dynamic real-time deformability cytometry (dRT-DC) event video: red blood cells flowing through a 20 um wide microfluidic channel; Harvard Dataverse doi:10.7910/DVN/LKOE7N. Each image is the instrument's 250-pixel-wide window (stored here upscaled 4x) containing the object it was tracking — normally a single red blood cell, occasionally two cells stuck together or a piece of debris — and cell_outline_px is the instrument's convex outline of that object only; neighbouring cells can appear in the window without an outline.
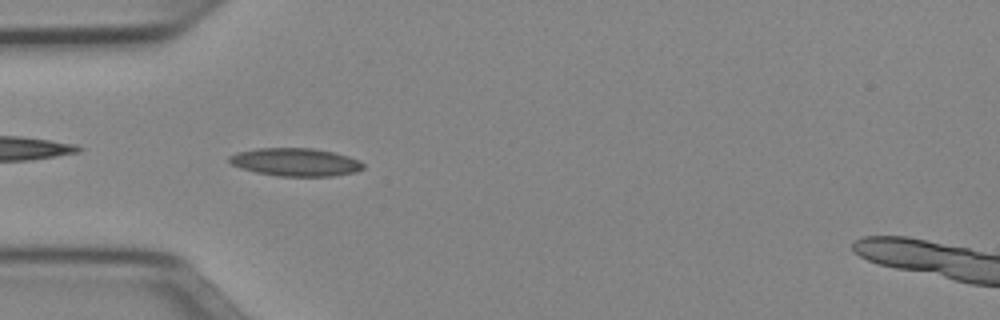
{"species": "Egyptian fruit bat (a non-hibernating species)", "species_latin": "Rousettus aegyptiacus", "temperature_condition": "cold", "stored_images_in_passage": 37, "camera_frame_rate_fps": 3000, "um_per_image_px": 0.085, "animal": {"sex": "female"}, "frame": {"image": 1, "passage_image": 2, "time_ms": 0.333, "image_size_px": [1000, 320], "cell_outline_px": [[364, 168], [356, 172], [332, 176], [280, 176], [256, 172], [240, 168], [232, 164], [228, 160], [228, 156], [236, 152], [256, 148], [312, 148], [332, 152], [348, 156], [360, 160], [364, 164]], "centroid_in_image_um": [25.11, 13.77], "position_along_channel_um": 59.9, "area_um2": 21.91}}
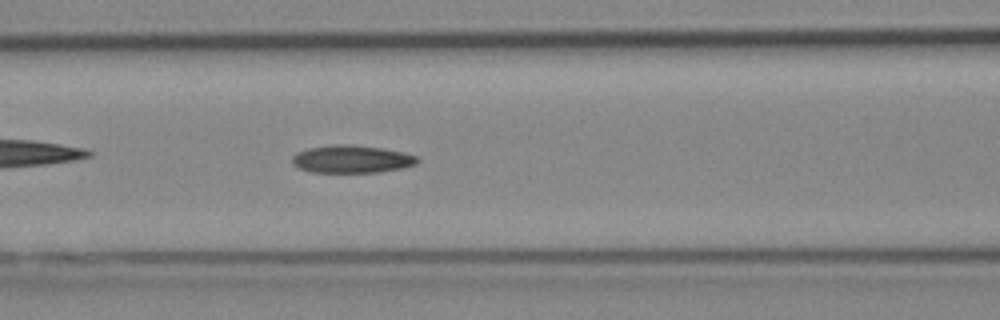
{"frame": {"image": 2, "passage_image": 8, "time_ms": 2.333, "image_size_px": [1000, 320], "cell_outline_px": [[420, 160], [416, 164], [404, 168], [380, 172], [312, 172], [300, 168], [292, 164], [292, 156], [296, 152], [308, 148], [336, 144], [348, 144], [380, 148], [404, 152], [416, 156]], "centroid_in_image_um": [29.9, 13.52], "position_along_channel_um": 136.7, "area_um2": 20.23}}
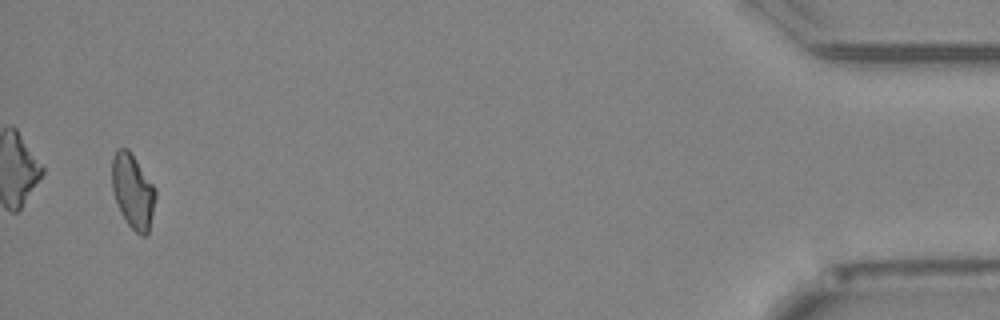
{"frame": {"image": 3, "passage_image": 36, "time_ms": 11.667, "image_size_px": [1000, 320], "cell_outline_px": [[156, 196], [148, 232], [144, 236], [140, 236], [128, 224], [112, 192], [112, 156], [116, 148], [128, 148], [156, 188]], "centroid_in_image_um": [11.29, 16.2], "position_along_channel_um": 423.9, "area_um2": 18.73}, "authors_computed_cell_mechanics": {"area_um2": 19.5942, "velocity_mm_per_s": 3.9705, "shape_relaxation_time_tau1_ms": 10.1362, "shape_relaxation_time_tau2_ms": 9.43, "deformation_change_tau1": 0.211, "deformation_change_tau2": 0.163}}